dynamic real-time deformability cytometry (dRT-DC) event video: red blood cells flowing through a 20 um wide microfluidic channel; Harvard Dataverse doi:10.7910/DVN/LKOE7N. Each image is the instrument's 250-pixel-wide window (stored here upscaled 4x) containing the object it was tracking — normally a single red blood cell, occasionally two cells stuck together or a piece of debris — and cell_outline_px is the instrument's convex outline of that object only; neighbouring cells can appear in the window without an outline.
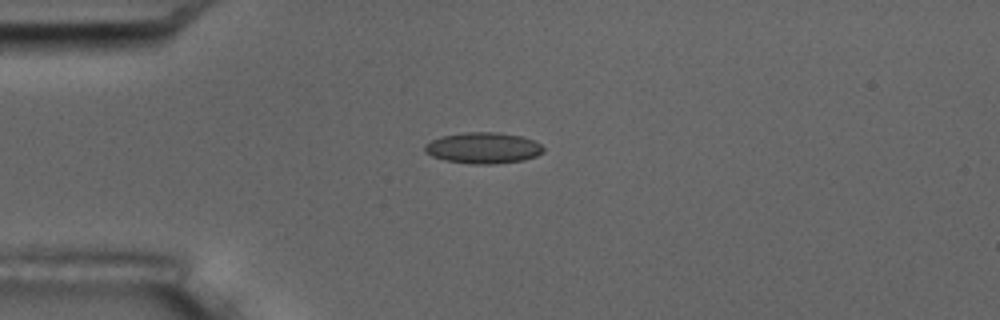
{"species": "common noctule bat (a hibernating species)", "species_latin": "Nyctalus noctula", "temperature_condition": "room temperature", "stored_images_in_passage": 5, "camera_frame_rate_fps": 3000, "um_per_image_px": 0.085, "animal": {"sex": "male", "body_mass_g": 17.5, "forearm_length_mm": 52.3}, "frame": {"image": 1, "passage_image": 1, "time_ms": 0.0, "image_size_px": [1000, 320], "cell_outline_px": [[544, 152], [536, 156], [524, 160], [492, 164], [472, 164], [444, 160], [432, 156], [424, 152], [424, 144], [432, 140], [444, 136], [464, 132], [496, 132], [520, 136], [532, 140], [540, 144], [544, 148]], "centroid_in_image_um": [41.06, 12.58], "position_along_channel_um": 43.9, "area_um2": 21.44}}
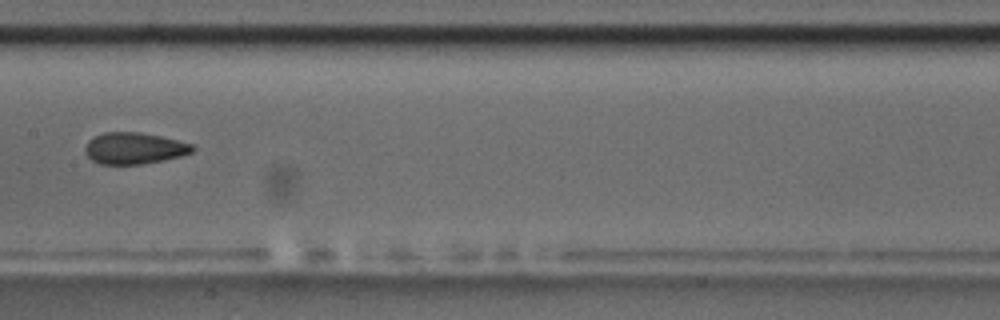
{"frame": {"image": 2, "passage_image": 5, "time_ms": 4.667, "image_size_px": [1000, 320], "cell_outline_px": [[196, 148], [192, 152], [180, 156], [164, 160], [140, 164], [100, 164], [92, 160], [84, 152], [84, 148], [88, 140], [104, 132], [140, 132], [160, 136], [192, 144]], "centroid_in_image_um": [11.39, 12.6], "position_along_channel_um": 196.0, "area_um2": 19.65}}